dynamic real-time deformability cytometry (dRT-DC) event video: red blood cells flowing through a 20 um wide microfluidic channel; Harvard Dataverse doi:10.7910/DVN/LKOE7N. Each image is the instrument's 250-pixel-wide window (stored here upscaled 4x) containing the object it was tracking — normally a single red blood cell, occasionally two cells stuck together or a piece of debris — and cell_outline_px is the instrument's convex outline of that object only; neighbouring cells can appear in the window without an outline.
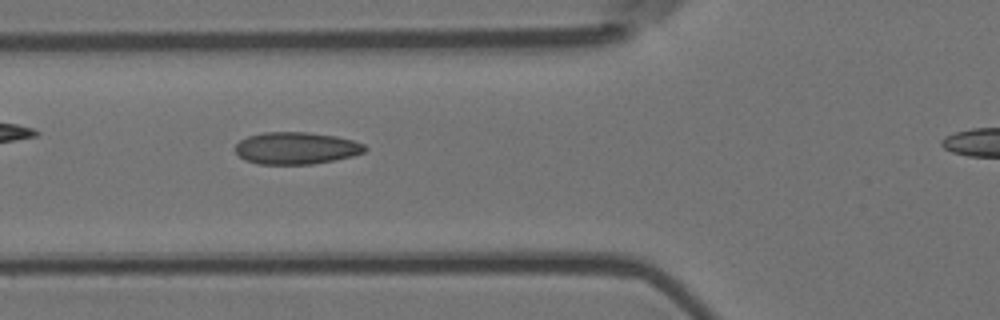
{"species": "Egyptian fruit bat (a non-hibernating species)", "species_latin": "Rousettus aegyptiacus", "temperature_condition": "room temperature", "stored_images_in_passage": 42, "camera_frame_rate_fps": 3000, "um_per_image_px": 0.085, "animal": {"sex": "female"}, "frame": {"image": 1, "passage_image": 13, "time_ms": 4.0, "image_size_px": [1000, 320], "cell_outline_px": [[368, 148], [364, 152], [352, 156], [336, 160], [312, 164], [256, 164], [244, 160], [236, 152], [236, 144], [240, 140], [248, 136], [264, 132], [308, 132], [336, 136], [352, 140], [364, 144]], "centroid_in_image_um": [25.18, 12.59], "position_along_channel_um": 100.6, "area_um2": 24.33}}
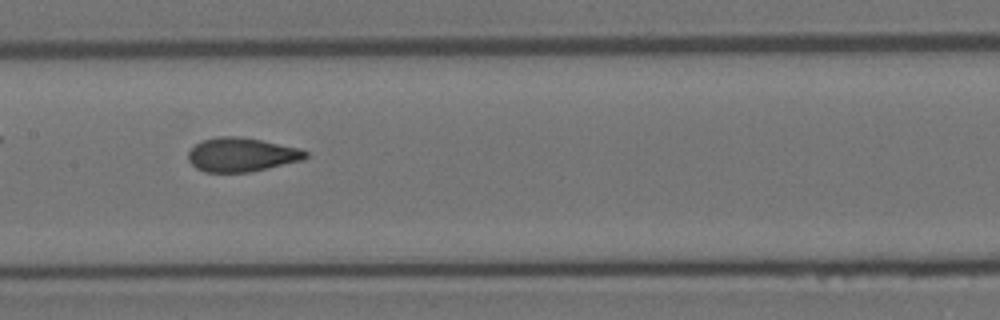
{"frame": {"image": 2, "passage_image": 20, "time_ms": 6.333, "image_size_px": [1000, 320], "cell_outline_px": [[308, 156], [304, 160], [252, 172], [204, 172], [196, 168], [188, 160], [188, 152], [196, 144], [204, 140], [220, 136], [240, 136], [300, 148], [308, 152]], "centroid_in_image_um": [20.56, 13.16], "position_along_channel_um": 186.8, "area_um2": 23.29}}
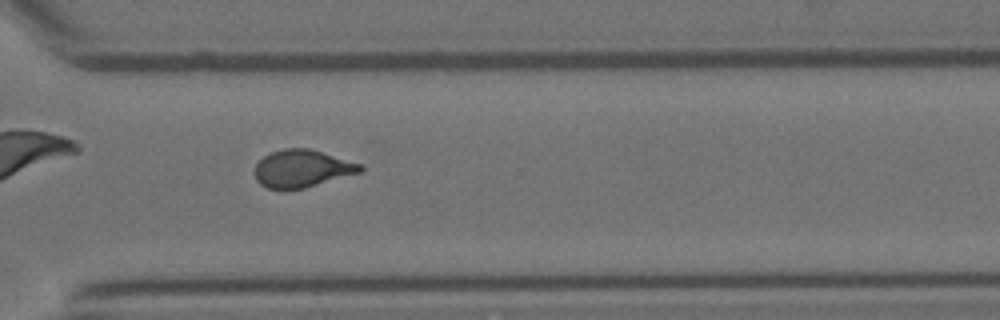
{"frame": {"image": 3, "passage_image": 33, "time_ms": 10.667, "image_size_px": [1000, 320], "cell_outline_px": [[364, 168], [360, 172], [304, 188], [268, 188], [260, 184], [256, 180], [256, 164], [264, 156], [272, 152], [284, 148], [308, 148], [360, 164]], "centroid_in_image_um": [25.65, 14.32], "position_along_channel_um": 344.9, "area_um2": 22.43}, "authors_computed_cell_mechanics": {"area_um2": 22.9177, "velocity_mm_per_s": 3.6702, "shape_relaxation_time_tau1_ms": 6.175, "shape_relaxation_time_tau2_ms": 1.176, "deformation_change_tau1": 0.1865, "deformation_change_tau2": 0.0763}}